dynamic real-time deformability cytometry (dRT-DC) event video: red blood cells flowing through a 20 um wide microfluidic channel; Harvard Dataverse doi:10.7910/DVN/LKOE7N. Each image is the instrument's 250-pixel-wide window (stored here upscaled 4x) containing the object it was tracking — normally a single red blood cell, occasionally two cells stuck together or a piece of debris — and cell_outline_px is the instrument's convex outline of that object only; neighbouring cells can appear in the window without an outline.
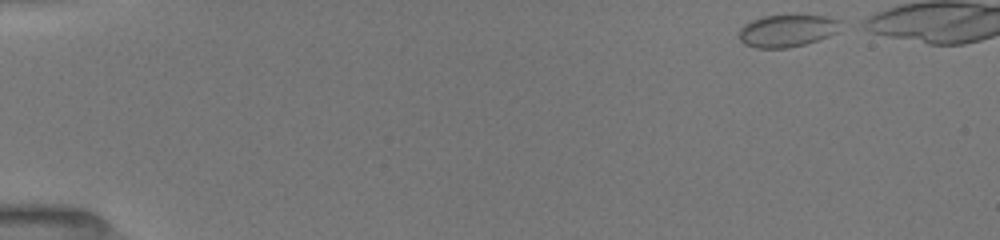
{"species": "common noctule bat (a hibernating species)", "species_latin": "Nyctalus noctula", "temperature_condition": "room temperature", "stored_images_in_passage": 41, "camera_frame_rate_fps": 3000, "um_per_image_px": 0.085, "animal": {"sex": "female", "body_mass_g": 19.5, "forearm_length_mm": 54.1}, "frame": {"image": 1, "passage_image": 1, "time_ms": 0.0, "image_size_px": [1000, 240], "cell_outline_px": [[840, 20], [836, 32], [828, 36], [804, 44], [788, 48], [756, 48], [744, 44], [740, 40], [740, 28], [744, 24], [752, 20], [764, 16], [828, 16]], "centroid_in_image_um": [66.86, 2.62], "position_along_channel_um": 18.1, "area_um2": 18.73}}
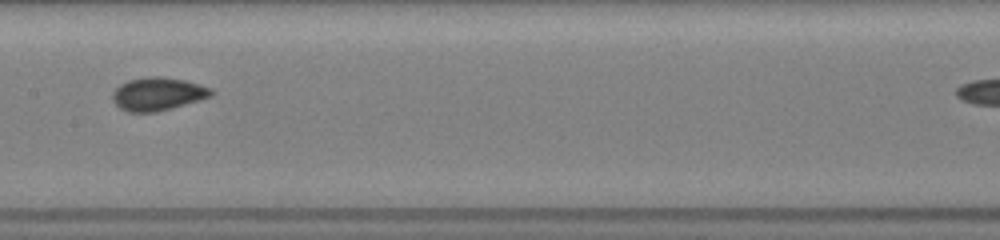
{"frame": {"image": 2, "passage_image": 23, "time_ms": 7.333, "image_size_px": [1000, 240], "cell_outline_px": [[216, 92], [212, 96], [172, 108], [156, 112], [128, 112], [120, 108], [112, 100], [112, 92], [120, 84], [128, 80], [148, 76], [160, 76], [184, 80], [212, 88]], "centroid_in_image_um": [13.41, 7.98], "position_along_channel_um": 194.0, "area_um2": 19.13}}
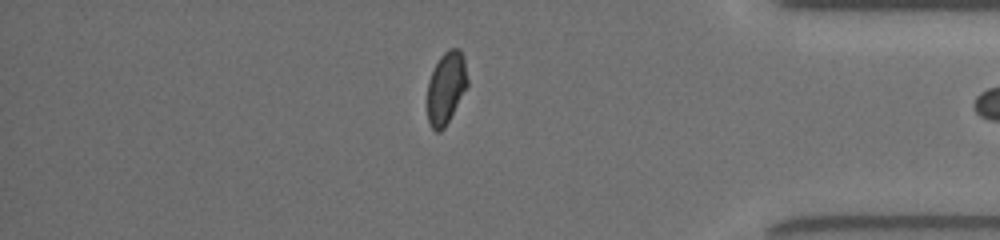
{"frame": {"image": 3, "passage_image": 40, "time_ms": 13.0, "image_size_px": [1000, 240], "cell_outline_px": [[468, 84], [444, 128], [440, 132], [436, 132], [432, 128], [428, 120], [428, 80], [440, 56], [448, 48], [460, 48], [464, 56], [468, 80]], "centroid_in_image_um": [37.92, 7.42], "position_along_channel_um": 397.3, "area_um2": 16.76}}